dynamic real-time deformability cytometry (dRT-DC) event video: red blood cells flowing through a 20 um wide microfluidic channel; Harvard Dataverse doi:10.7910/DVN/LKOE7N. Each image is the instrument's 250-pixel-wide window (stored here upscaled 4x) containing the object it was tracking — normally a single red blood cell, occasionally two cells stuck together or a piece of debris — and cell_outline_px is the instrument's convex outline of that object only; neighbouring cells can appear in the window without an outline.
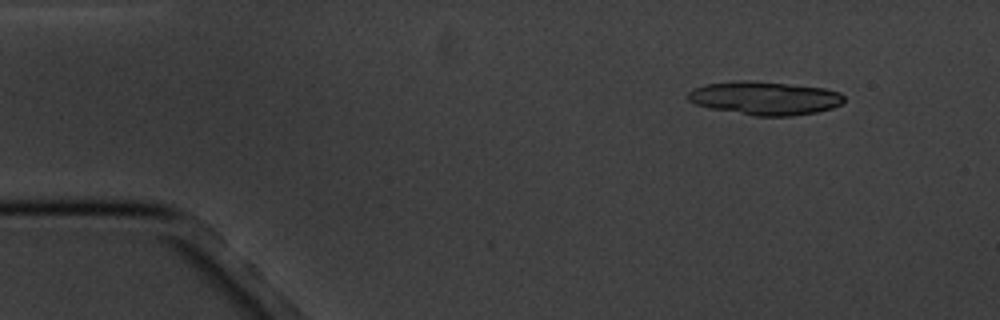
{"species": "common noctule bat (a hibernating species)", "species_latin": "Nyctalus noctula", "temperature_condition": "cold", "stored_images_in_passage": 3, "camera_frame_rate_fps": 3000, "um_per_image_px": 0.085, "animal": {"sex": "male", "body_mass_g": 20.1, "forearm_length_mm": 53.5}, "frame": {"image": 1, "passage_image": 1, "time_ms": 0.0, "image_size_px": [1000, 320], "cell_outline_px": [[844, 100], [840, 104], [832, 108], [816, 112], [792, 116], [756, 116], [712, 108], [696, 104], [688, 100], [688, 92], [696, 88], [708, 84], [736, 80], [748, 80], [788, 84], [824, 88], [840, 92], [844, 96]], "centroid_in_image_um": [65.04, 8.34], "position_along_channel_um": 20.0, "area_um2": 30.11}}